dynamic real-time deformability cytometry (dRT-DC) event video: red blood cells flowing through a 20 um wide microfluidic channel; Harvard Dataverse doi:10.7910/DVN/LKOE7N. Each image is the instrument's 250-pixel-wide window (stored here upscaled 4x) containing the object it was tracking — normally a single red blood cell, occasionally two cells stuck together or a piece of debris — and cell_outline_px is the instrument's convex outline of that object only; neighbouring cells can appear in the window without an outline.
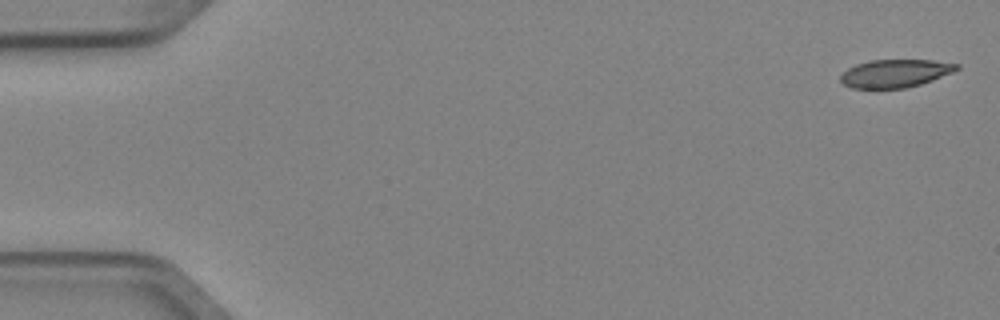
{"species": "Egyptian fruit bat (a non-hibernating species)", "species_latin": "Rousettus aegyptiacus", "temperature_condition": "cold", "stored_images_in_passage": 5, "camera_frame_rate_fps": 3000, "um_per_image_px": 0.085, "animal": {"sex": "female"}, "frame": {"image": 1, "passage_image": 1, "time_ms": 0.0, "image_size_px": [1000, 320], "cell_outline_px": [[960, 68], [952, 72], [932, 80], [920, 84], [904, 88], [852, 88], [844, 84], [840, 80], [840, 76], [848, 68], [856, 64], [868, 60], [932, 60], [960, 64]], "centroid_in_image_um": [76.09, 6.23], "position_along_channel_um": 8.9, "area_um2": 18.84}}
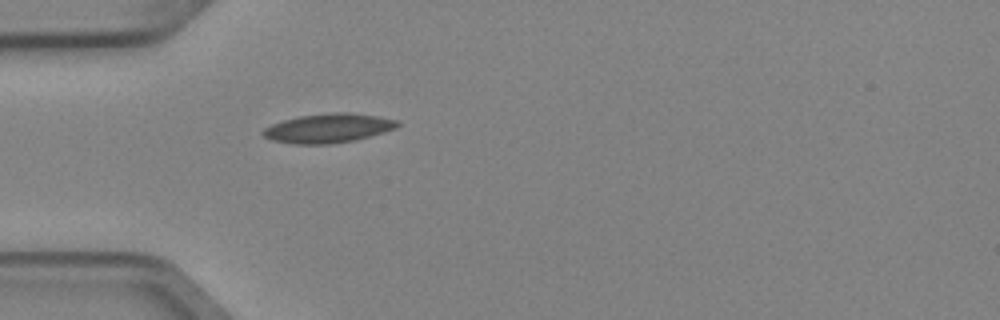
{"frame": {"image": 2, "passage_image": 5, "time_ms": 1.333, "image_size_px": [1000, 320], "cell_outline_px": [[400, 124], [396, 128], [384, 132], [356, 140], [328, 144], [292, 144], [272, 140], [264, 136], [260, 132], [264, 128], [272, 124], [284, 120], [300, 116], [332, 112], [348, 112], [380, 116], [400, 120]], "centroid_in_image_um": [27.93, 10.89], "position_along_channel_um": 57.1, "area_um2": 23.0}}